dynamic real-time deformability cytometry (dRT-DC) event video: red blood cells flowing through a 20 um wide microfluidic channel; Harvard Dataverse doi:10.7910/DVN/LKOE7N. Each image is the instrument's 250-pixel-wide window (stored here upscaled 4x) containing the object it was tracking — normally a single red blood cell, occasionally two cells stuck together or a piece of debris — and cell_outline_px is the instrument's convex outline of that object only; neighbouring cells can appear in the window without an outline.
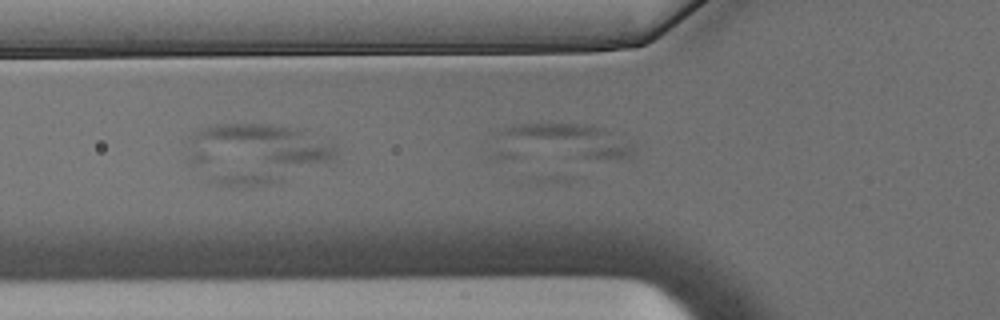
{"species": "Egyptian fruit bat (a non-hibernating species)", "species_latin": "Rousettus aegyptiacus", "temperature_condition": "warm", "stored_images_in_passage": 5, "camera_frame_rate_fps": 3000, "um_per_image_px": 0.085, "animal": {"sex": "male"}, "frame": {"image": 1, "passage_image": 5, "time_ms": 1.333, "image_size_px": [1000, 320], "cell_outline_px": [[636, 152], [628, 160], [492, 160], [492, 132], [512, 124], [592, 124], [604, 128], [632, 144]], "centroid_in_image_um": [47.5, 12.17], "position_along_channel_um": 78.3, "area_um2": 33.35}}